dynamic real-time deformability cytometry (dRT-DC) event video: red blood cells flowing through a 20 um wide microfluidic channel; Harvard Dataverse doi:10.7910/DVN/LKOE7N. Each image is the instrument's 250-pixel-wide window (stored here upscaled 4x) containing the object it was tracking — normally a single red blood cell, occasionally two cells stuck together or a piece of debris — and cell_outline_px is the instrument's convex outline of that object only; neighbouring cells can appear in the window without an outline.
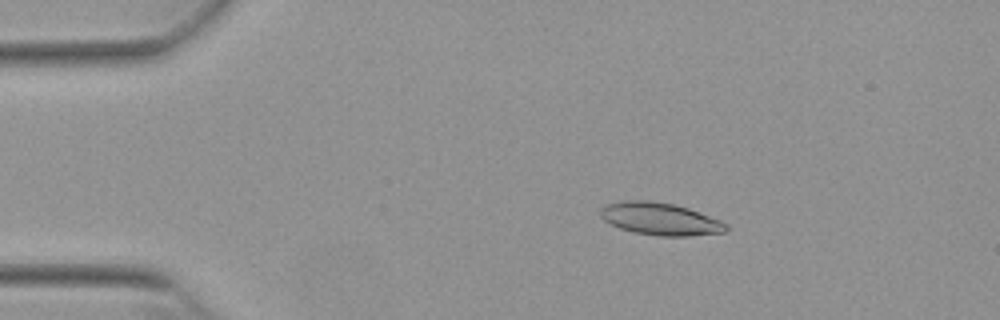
{"species": "Egyptian fruit bat (a non-hibernating species)", "species_latin": "Rousettus aegyptiacus", "temperature_condition": "warm", "stored_images_in_passage": 54, "camera_frame_rate_fps": 3000, "um_per_image_px": 0.085, "animal": {"sex": "female"}, "frame": {"image": 1, "passage_image": 10, "time_ms": 3.0, "image_size_px": [1000, 320], "cell_outline_px": [[728, 228], [724, 232], [688, 236], [660, 236], [632, 232], [620, 228], [604, 220], [600, 216], [600, 208], [604, 204], [620, 200], [648, 200], [672, 204], [688, 208], [720, 220], [728, 224]], "centroid_in_image_um": [56.07, 18.6], "position_along_channel_um": 28.9, "area_um2": 23.81}}
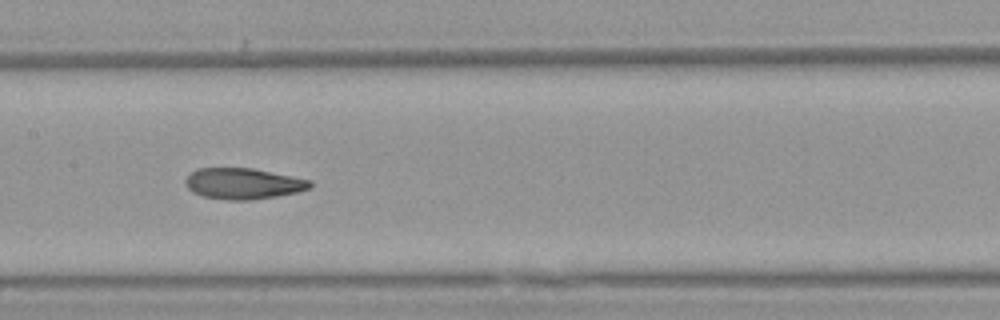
{"frame": {"image": 2, "passage_image": 27, "time_ms": 8.667, "image_size_px": [1000, 320], "cell_outline_px": [[312, 188], [296, 192], [276, 196], [248, 200], [228, 200], [204, 196], [192, 192], [184, 184], [184, 180], [196, 168], [252, 168], [312, 180]], "centroid_in_image_um": [20.67, 15.6], "position_along_channel_um": 186.7, "area_um2": 22.48}}
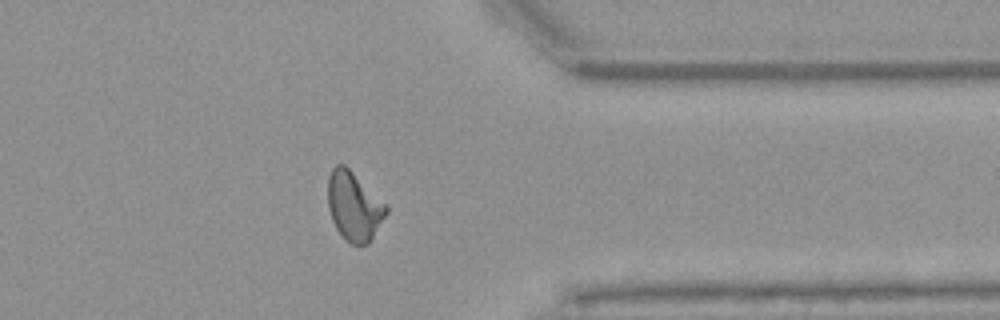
{"frame": {"image": 3, "passage_image": 43, "time_ms": 14.0, "image_size_px": [1000, 320], "cell_outline_px": [[388, 212], [368, 244], [360, 248], [352, 244], [336, 228], [332, 220], [328, 208], [328, 176], [332, 168], [336, 164], [344, 164], [388, 204]], "centroid_in_image_um": [30.11, 17.52], "position_along_channel_um": 381.3, "area_um2": 23.58}, "authors_computed_cell_mechanics": {"area_um2": 23.0911, "velocity_mm_per_s": 3.8347, "shape_relaxation_time_tau1_ms": 6.6804, "shape_relaxation_time_tau2_ms": 2.1342, "deformation_change_tau1": 0.1961, "deformation_change_tau2": 0.0889}}